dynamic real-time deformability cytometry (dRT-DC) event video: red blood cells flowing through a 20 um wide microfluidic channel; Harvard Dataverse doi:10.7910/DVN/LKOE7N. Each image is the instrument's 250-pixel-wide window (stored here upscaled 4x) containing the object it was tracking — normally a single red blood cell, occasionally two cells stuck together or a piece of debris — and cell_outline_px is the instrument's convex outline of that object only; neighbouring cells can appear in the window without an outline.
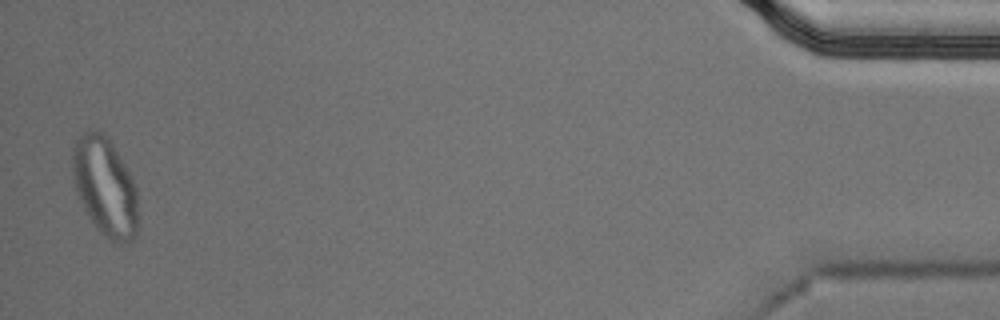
{"species": "Egyptian fruit bat (a non-hibernating species)", "species_latin": "Rousettus aegyptiacus", "temperature_condition": "cold", "stored_images_in_passage": 55, "segment_of_instrument_passage": [2, 2], "camera_frame_rate_fps": 3000, "um_per_image_px": 0.085, "animal": {"sex": "male"}, "frame": {"image": 1, "passage_image": 54, "time_ms": 17.667, "image_size_px": [1000, 320], "cell_outline_px": [[140, 228], [136, 236], [132, 240], [124, 244], [112, 244], [96, 228], [84, 208], [80, 200], [76, 188], [72, 172], [72, 148], [76, 140], [84, 132], [104, 132], [108, 136], [132, 176], [136, 188]], "centroid_in_image_um": [8.98, 15.94], "position_along_channel_um": 426.2, "area_um2": 38.32}}